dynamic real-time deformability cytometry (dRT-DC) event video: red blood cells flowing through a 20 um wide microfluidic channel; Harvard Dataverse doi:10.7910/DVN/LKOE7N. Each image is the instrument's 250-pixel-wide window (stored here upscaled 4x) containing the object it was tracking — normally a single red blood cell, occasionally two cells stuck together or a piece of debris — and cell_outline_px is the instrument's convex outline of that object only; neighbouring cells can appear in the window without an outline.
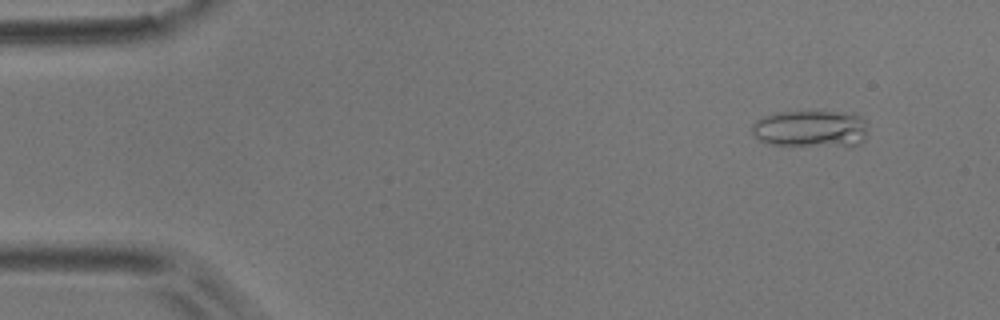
{"species": "common noctule bat (a hibernating species)", "species_latin": "Nyctalus noctula", "temperature_condition": "room temperature", "stored_images_in_passage": 13, "camera_frame_rate_fps": 3000, "um_per_image_px": 0.085, "animal": {"sex": "male", "body_mass_g": 17.9}, "frame": {"image": 1, "passage_image": 3, "time_ms": 0.667, "image_size_px": [1000, 320], "cell_outline_px": [[864, 140], [860, 144], [768, 144], [760, 140], [752, 132], [752, 124], [756, 120], [764, 116], [780, 112], [856, 112], [864, 120]], "centroid_in_image_um": [68.88, 10.9], "position_along_channel_um": 16.1, "area_um2": 24.16}}